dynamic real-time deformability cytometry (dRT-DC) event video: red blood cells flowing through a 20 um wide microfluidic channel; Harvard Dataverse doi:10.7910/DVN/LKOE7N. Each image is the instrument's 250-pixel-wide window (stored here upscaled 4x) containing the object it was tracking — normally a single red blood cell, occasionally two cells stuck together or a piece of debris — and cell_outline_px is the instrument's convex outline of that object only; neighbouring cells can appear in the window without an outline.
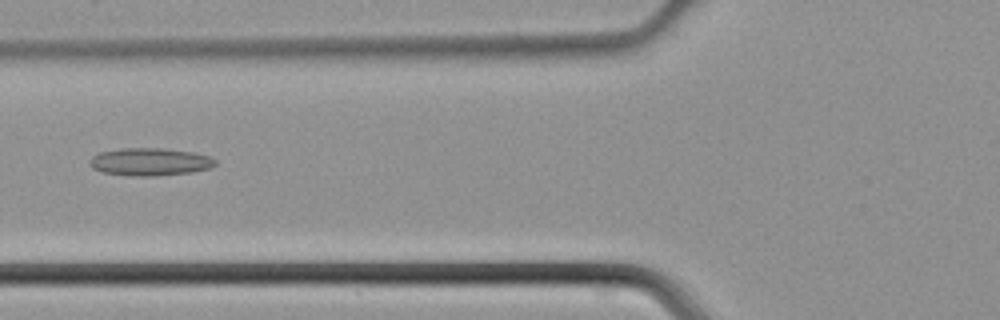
{"species": "common noctule bat (a hibernating species)", "species_latin": "Nyctalus noctula", "temperature_condition": "cold", "stored_images_in_passage": 39, "camera_frame_rate_fps": 3000, "um_per_image_px": 0.085, "animal": {"sex": "male", "body_mass_g": 21.5, "forearm_length_mm": 52.0}, "frame": {"image": 1, "passage_image": 14, "time_ms": 4.333, "image_size_px": [1000, 320], "cell_outline_px": [[216, 164], [212, 168], [192, 172], [152, 176], [132, 176], [100, 172], [92, 168], [88, 164], [88, 160], [92, 156], [100, 152], [120, 148], [164, 148], [192, 152], [208, 156], [216, 160]], "centroid_in_image_um": [12.71, 13.75], "position_along_channel_um": 113.1, "area_um2": 20.46}}
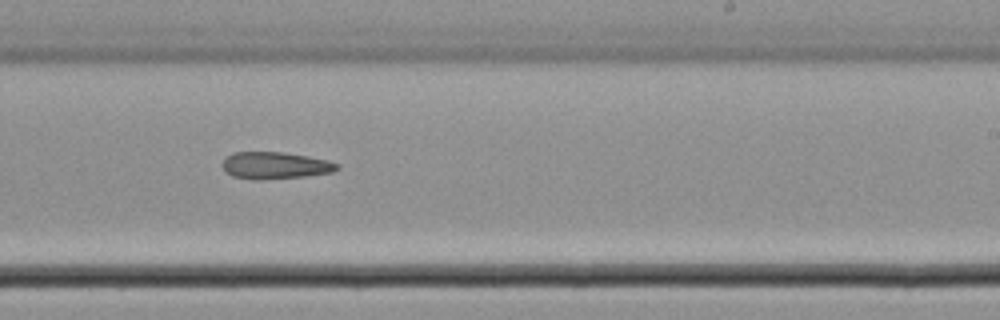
{"frame": {"image": 2, "passage_image": 24, "time_ms": 7.667, "image_size_px": [1000, 320], "cell_outline_px": [[340, 168], [332, 172], [304, 176], [260, 180], [252, 180], [232, 176], [220, 164], [232, 152], [280, 152], [308, 156], [328, 160], [340, 164]], "centroid_in_image_um": [23.39, 14.06], "position_along_channel_um": 265.6, "area_um2": 18.03}}
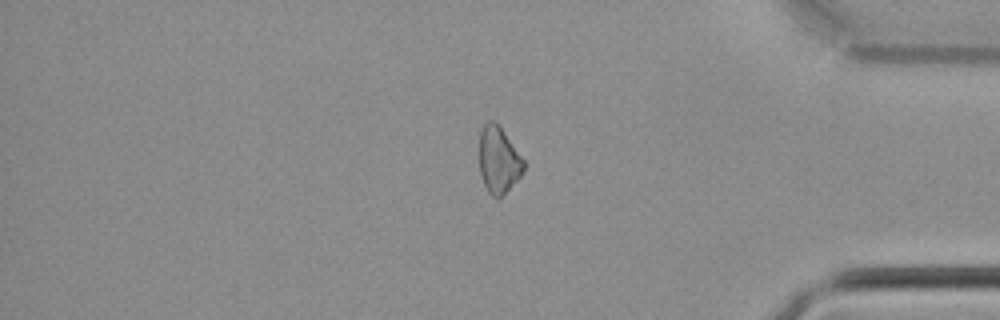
{"frame": {"image": 3, "passage_image": 34, "time_ms": 11.0, "image_size_px": [1000, 320], "cell_outline_px": [[524, 168], [520, 176], [496, 200], [488, 192], [484, 184], [480, 172], [480, 132], [484, 124], [488, 120], [492, 120], [500, 128], [524, 160]], "centroid_in_image_um": [42.35, 13.61], "position_along_channel_um": 392.8, "area_um2": 16.65}}